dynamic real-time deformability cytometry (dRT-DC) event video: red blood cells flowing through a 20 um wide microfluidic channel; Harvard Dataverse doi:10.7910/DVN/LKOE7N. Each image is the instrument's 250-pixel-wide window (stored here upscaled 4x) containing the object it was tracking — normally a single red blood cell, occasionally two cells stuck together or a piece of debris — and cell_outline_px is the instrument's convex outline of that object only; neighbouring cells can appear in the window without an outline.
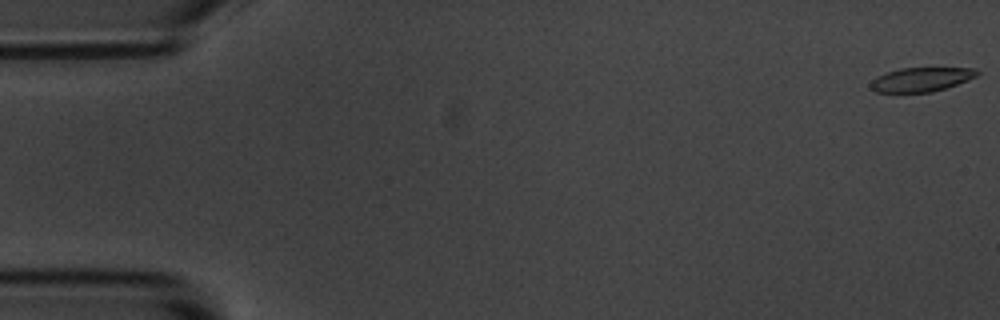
{"species": "common noctule bat (a hibernating species)", "species_latin": "Nyctalus noctula", "temperature_condition": "room temperature", "stored_images_in_passage": 9, "camera_frame_rate_fps": 3000, "um_per_image_px": 0.085, "animal": {"sex": "male", "body_mass_g": 20.1, "forearm_length_mm": 53.5}, "frame": {"image": 1, "passage_image": 1, "time_ms": 0.0, "image_size_px": [1000, 320], "cell_outline_px": [[980, 72], [976, 76], [968, 80], [932, 92], [876, 92], [868, 84], [876, 76], [900, 68], [976, 68]], "centroid_in_image_um": [78.29, 6.75], "position_along_channel_um": 6.7, "area_um2": 14.85}}